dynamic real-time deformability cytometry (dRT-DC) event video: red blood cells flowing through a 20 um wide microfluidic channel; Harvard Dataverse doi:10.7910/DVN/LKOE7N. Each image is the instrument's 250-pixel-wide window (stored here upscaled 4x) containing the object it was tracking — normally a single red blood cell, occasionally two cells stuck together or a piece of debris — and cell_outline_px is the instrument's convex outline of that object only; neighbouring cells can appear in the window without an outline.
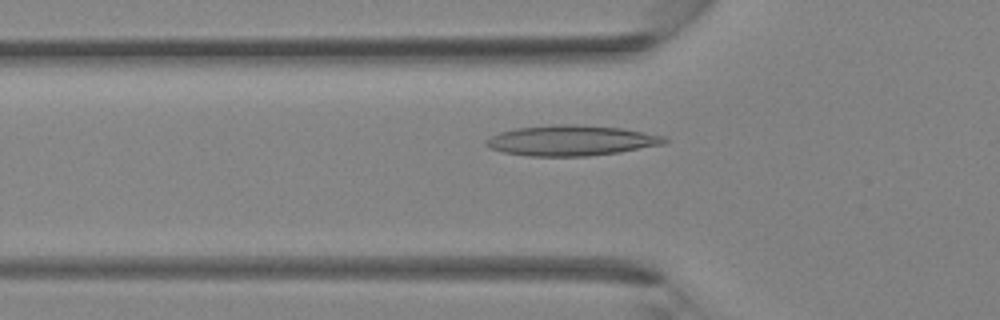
{"species": "Egyptian fruit bat (a non-hibernating species)", "species_latin": "Rousettus aegyptiacus", "temperature_condition": "room temperature", "stored_images_in_passage": 34, "camera_frame_rate_fps": 3000, "um_per_image_px": 0.085, "animal": {"sex": "female"}, "frame": {"image": 1, "passage_image": 10, "time_ms": 3.0, "image_size_px": [1000, 320], "cell_outline_px": [[668, 140], [664, 144], [620, 152], [588, 156], [528, 156], [504, 152], [492, 148], [484, 144], [484, 140], [500, 132], [516, 128], [552, 124], [572, 124], [620, 128], [664, 136]], "centroid_in_image_um": [48.53, 11.94], "position_along_channel_um": 77.3, "area_um2": 31.44}}
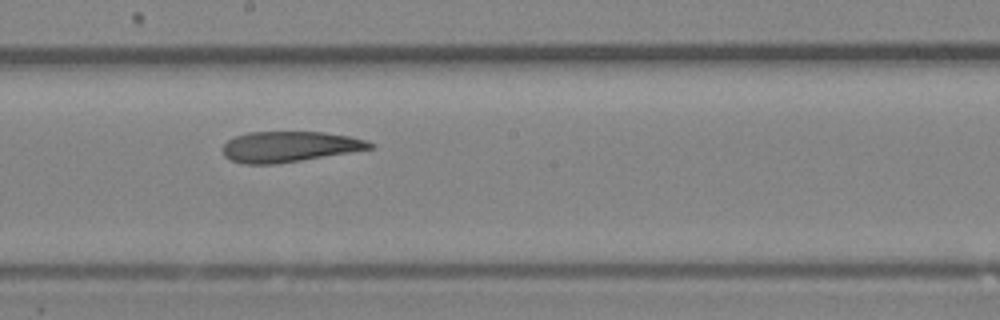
{"frame": {"image": 2, "passage_image": 18, "time_ms": 5.667, "image_size_px": [1000, 320], "cell_outline_px": [[376, 148], [276, 164], [244, 164], [232, 160], [224, 156], [220, 148], [228, 140], [236, 136], [248, 132], [324, 132], [348, 136], [368, 140], [376, 144]], "centroid_in_image_um": [24.61, 12.47], "position_along_channel_um": 223.6, "area_um2": 26.41}}
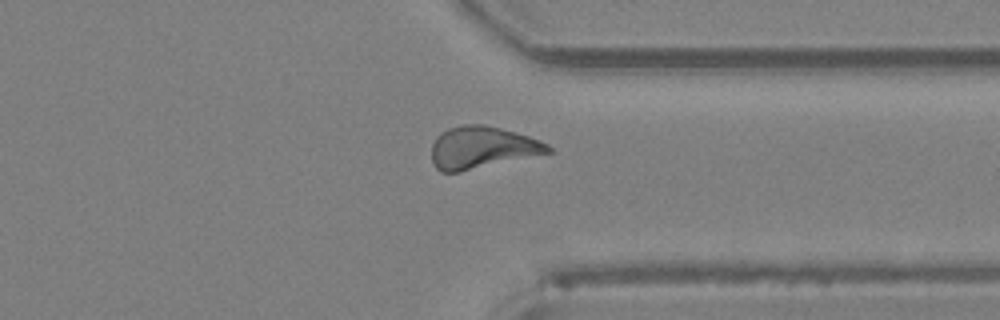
{"frame": {"image": 3, "passage_image": 26, "time_ms": 8.333, "image_size_px": [1000, 320], "cell_outline_px": [[552, 152], [460, 172], [440, 172], [432, 164], [432, 144], [436, 136], [440, 132], [448, 128], [460, 124], [484, 124], [500, 128], [528, 136], [540, 140], [548, 144], [552, 148]], "centroid_in_image_um": [40.94, 12.54], "position_along_channel_um": 370.5, "area_um2": 28.73}}